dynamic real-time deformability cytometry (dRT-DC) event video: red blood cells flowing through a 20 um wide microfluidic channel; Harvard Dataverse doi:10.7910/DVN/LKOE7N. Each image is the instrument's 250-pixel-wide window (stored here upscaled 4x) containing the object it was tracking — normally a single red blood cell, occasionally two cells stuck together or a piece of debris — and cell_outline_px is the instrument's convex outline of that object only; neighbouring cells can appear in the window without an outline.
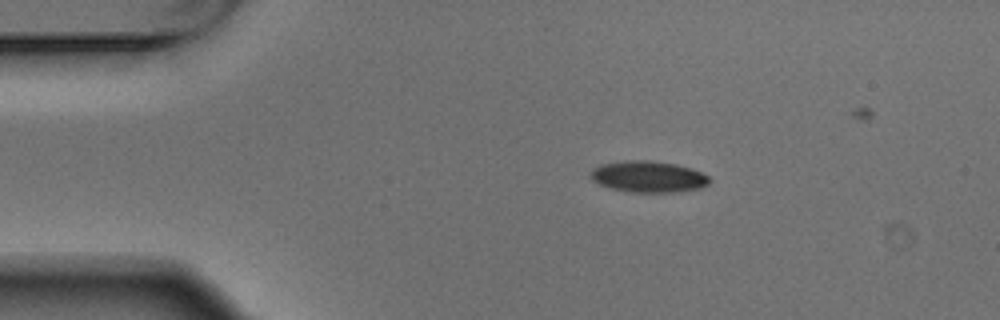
{"species": "Egyptian fruit bat (a non-hibernating species)", "species_latin": "Rousettus aegyptiacus", "temperature_condition": "warm", "stored_images_in_passage": 7, "camera_frame_rate_fps": 3000, "um_per_image_px": 0.085, "animal": {"sex": "male"}, "frame": {"image": 1, "passage_image": 1, "time_ms": 0.0, "image_size_px": [1000, 320], "cell_outline_px": [[712, 180], [708, 184], [700, 188], [680, 192], [628, 192], [608, 188], [592, 180], [588, 176], [592, 168], [600, 164], [624, 160], [648, 160], [676, 164], [692, 168], [708, 176]], "centroid_in_image_um": [55.08, 15.02], "position_along_channel_um": 29.9, "area_um2": 22.08}}
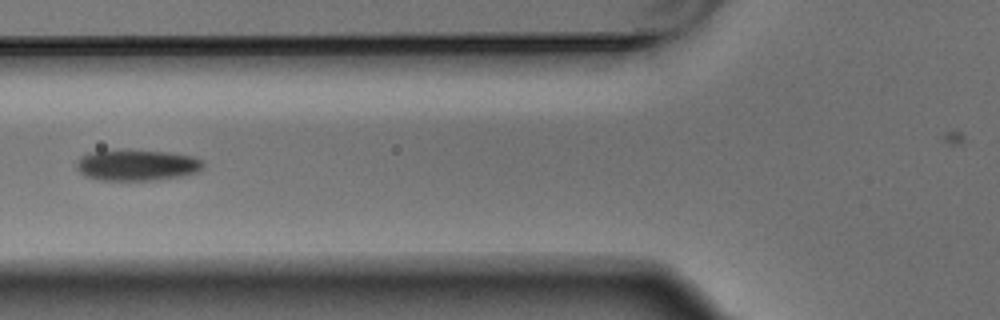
{"frame": {"image": 2, "passage_image": 4, "time_ms": 1.0, "image_size_px": [1000, 320], "cell_outline_px": [[204, 168], [196, 172], [180, 176], [152, 180], [96, 180], [84, 176], [76, 168], [76, 164], [80, 156], [88, 152], [168, 152], [192, 156], [204, 160]], "centroid_in_image_um": [11.64, 14.07], "position_along_channel_um": 114.2, "area_um2": 22.37}}
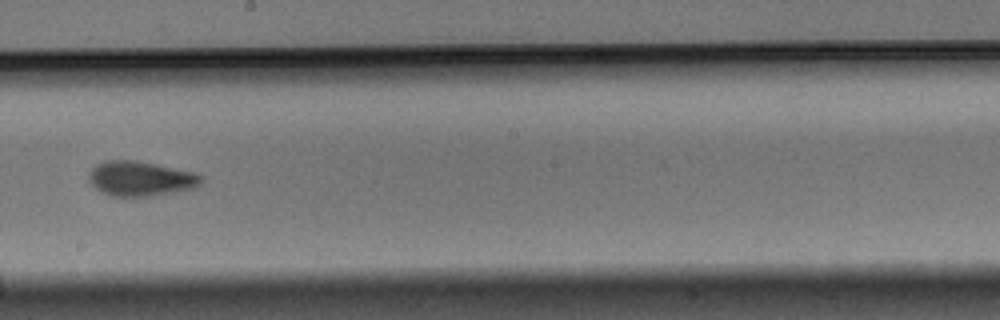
{"frame": {"image": 3, "passage_image": 7, "time_ms": 2.0, "image_size_px": [1000, 320], "cell_outline_px": [[204, 180], [196, 188], [148, 196], [112, 196], [100, 192], [88, 180], [88, 172], [96, 164], [108, 160], [136, 160], [196, 172], [204, 176]], "centroid_in_image_um": [11.97, 15.17], "position_along_channel_um": 236.2, "area_um2": 23.0}}